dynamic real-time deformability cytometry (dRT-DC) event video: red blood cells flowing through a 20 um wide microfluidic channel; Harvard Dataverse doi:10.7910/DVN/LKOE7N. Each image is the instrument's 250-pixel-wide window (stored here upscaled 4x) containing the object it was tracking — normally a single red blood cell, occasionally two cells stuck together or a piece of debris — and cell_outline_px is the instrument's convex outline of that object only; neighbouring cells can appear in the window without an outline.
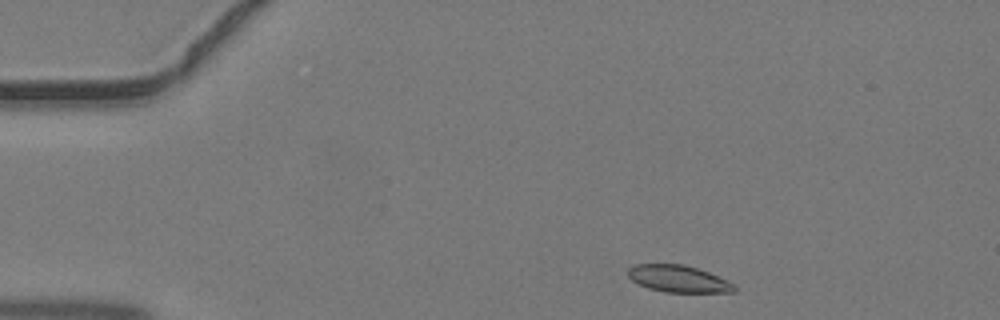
{"species": "common noctule bat (a hibernating species)", "species_latin": "Nyctalus noctula", "temperature_condition": "warm", "stored_images_in_passage": 39, "camera_frame_rate_fps": 3000, "um_per_image_px": 0.085, "animal": {"sex": "male", "body_mass_g": 19.2, "forearm_length_mm": 51.8}, "frame": {"image": 1, "passage_image": 1, "time_ms": 0.0, "image_size_px": [1000, 320], "cell_outline_px": [[736, 292], [664, 292], [648, 288], [632, 280], [628, 276], [628, 268], [636, 264], [684, 264], [708, 272], [732, 284], [736, 288]], "centroid_in_image_um": [57.62, 23.69], "position_along_channel_um": 27.4, "area_um2": 16.42}}
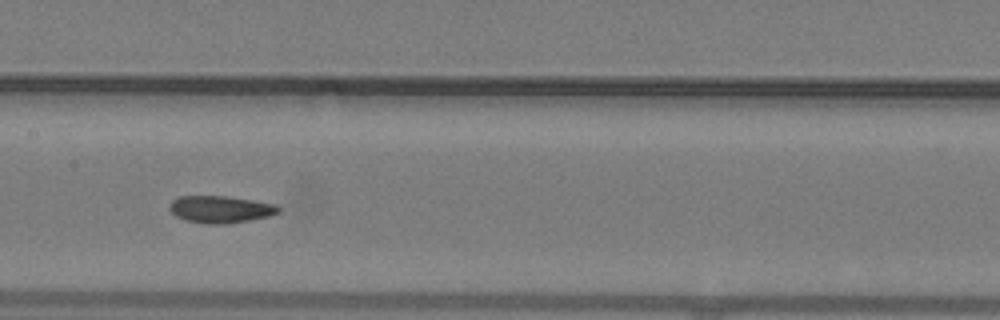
{"frame": {"image": 2, "passage_image": 16, "time_ms": 5.0, "image_size_px": [1000, 320], "cell_outline_px": [[280, 212], [268, 216], [228, 224], [208, 224], [184, 220], [176, 216], [168, 208], [172, 200], [180, 196], [224, 196], [252, 200], [276, 204], [280, 208]], "centroid_in_image_um": [18.72, 17.79], "position_along_channel_um": 188.7, "area_um2": 17.17}}
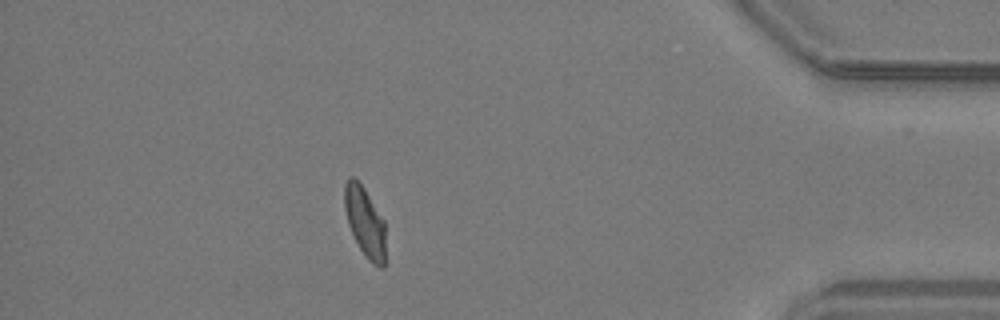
{"frame": {"image": 3, "passage_image": 33, "time_ms": 10.667, "image_size_px": [1000, 320], "cell_outline_px": [[388, 260], [384, 268], [380, 268], [372, 264], [368, 260], [360, 248], [348, 224], [344, 208], [344, 184], [348, 176], [352, 176], [364, 188], [384, 220]], "centroid_in_image_um": [31.07, 18.94], "position_along_channel_um": 404.1, "area_um2": 17.22}}